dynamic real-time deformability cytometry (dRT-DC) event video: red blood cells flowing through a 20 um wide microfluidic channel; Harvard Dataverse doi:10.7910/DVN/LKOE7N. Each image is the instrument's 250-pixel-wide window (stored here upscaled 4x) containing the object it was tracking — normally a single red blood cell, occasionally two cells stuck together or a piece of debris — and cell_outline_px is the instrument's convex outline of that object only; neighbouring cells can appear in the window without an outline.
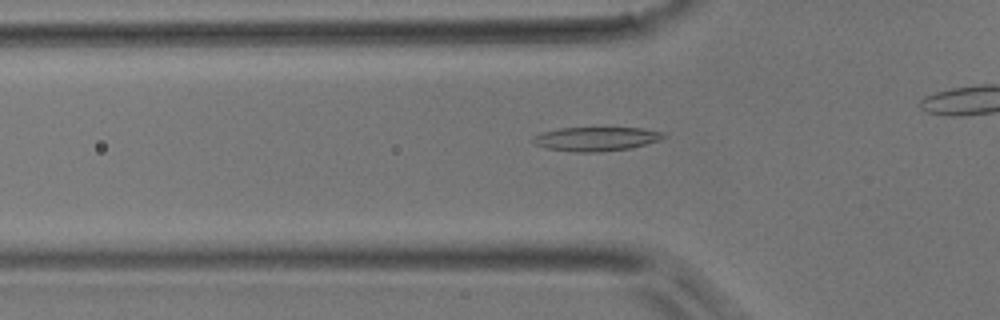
{"species": "common noctule bat (a hibernating species)", "species_latin": "Nyctalus noctula", "temperature_condition": "room temperature", "stored_images_in_passage": 32, "camera_frame_rate_fps": 3000, "um_per_image_px": 0.085, "animal": {"sex": "male", "body_mass_g": 17.9}, "frame": {"image": 1, "passage_image": 9, "time_ms": 2.667, "image_size_px": [1000, 320], "cell_outline_px": [[664, 136], [660, 140], [632, 148], [600, 152], [572, 152], [544, 148], [536, 144], [532, 140], [540, 132], [560, 128], [644, 128], [664, 132]], "centroid_in_image_um": [50.67, 11.81], "position_along_channel_um": 75.1, "area_um2": 18.32}}
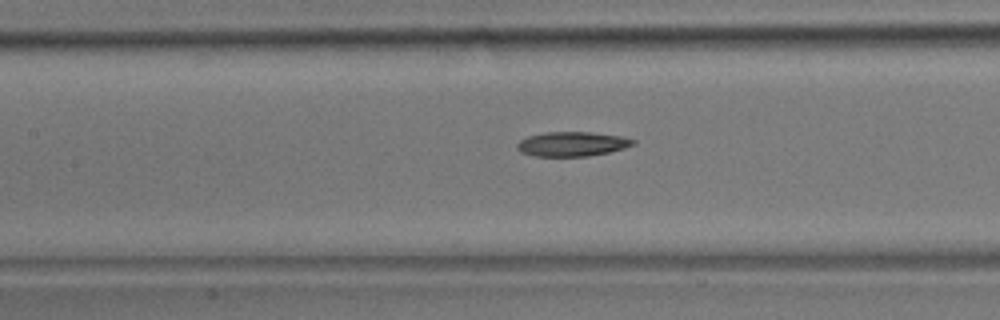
{"frame": {"image": 2, "passage_image": 15, "time_ms": 4.667, "image_size_px": [1000, 320], "cell_outline_px": [[636, 144], [624, 148], [608, 152], [588, 156], [536, 156], [520, 152], [516, 148], [516, 144], [520, 140], [528, 136], [544, 132], [592, 132], [620, 136], [636, 140]], "centroid_in_image_um": [48.62, 12.23], "position_along_channel_um": 158.8, "area_um2": 16.59}}
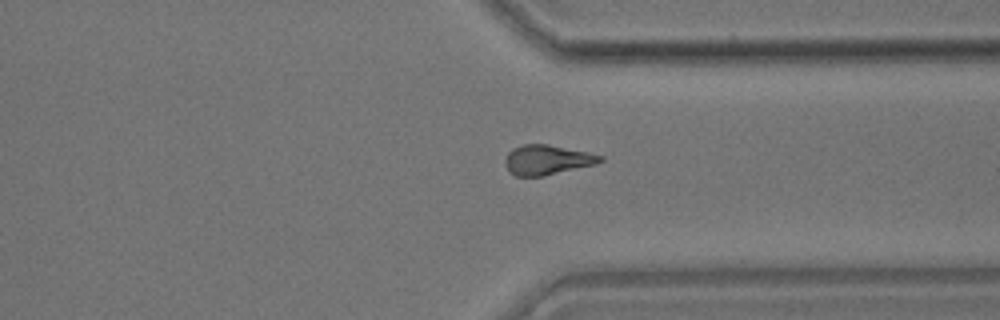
{"frame": {"image": 3, "passage_image": 30, "time_ms": 9.667, "image_size_px": [1000, 320], "cell_outline_px": [[604, 160], [596, 164], [544, 176], [516, 176], [508, 172], [504, 164], [504, 160], [508, 152], [512, 148], [524, 144], [548, 144], [588, 152], [604, 156]], "centroid_in_image_um": [46.49, 13.59], "position_along_channel_um": 364.9, "area_um2": 16.7}}